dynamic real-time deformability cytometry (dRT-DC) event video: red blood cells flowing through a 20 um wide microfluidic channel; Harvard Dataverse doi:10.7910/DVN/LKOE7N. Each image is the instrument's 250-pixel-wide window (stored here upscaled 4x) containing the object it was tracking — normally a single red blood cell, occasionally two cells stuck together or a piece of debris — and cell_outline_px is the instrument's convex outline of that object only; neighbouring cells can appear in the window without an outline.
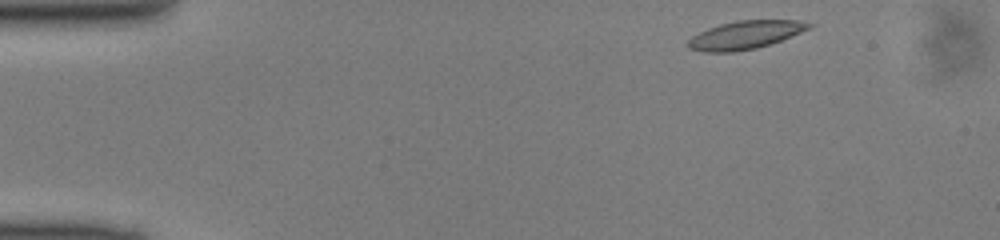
{"species": "common noctule bat (a hibernating species)", "species_latin": "Nyctalus noctula", "temperature_condition": "cold", "stored_images_in_passage": 44, "camera_frame_rate_fps": 3000, "um_per_image_px": 0.085, "animal": {"sex": "male", "body_mass_g": 13.0, "forearm_length_mm": 53.1}, "frame": {"image": 1, "passage_image": 1, "time_ms": 0.0, "image_size_px": [1000, 240], "cell_outline_px": [[816, 24], [812, 28], [772, 44], [756, 48], [736, 52], [704, 52], [688, 48], [684, 44], [692, 36], [708, 28], [720, 24], [736, 20], [796, 20]], "centroid_in_image_um": [63.36, 2.97], "position_along_channel_um": 21.6, "area_um2": 20.17}}
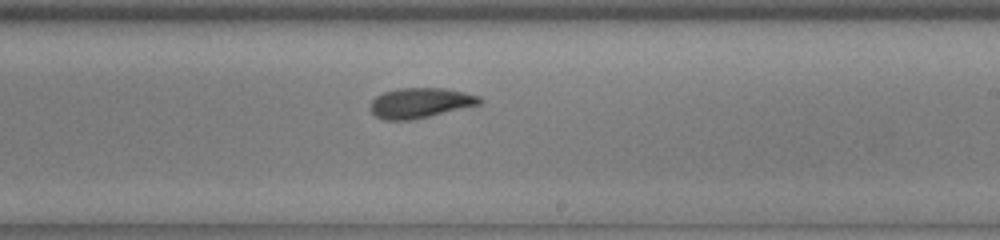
{"frame": {"image": 2, "passage_image": 24, "time_ms": 7.667, "image_size_px": [1000, 240], "cell_outline_px": [[484, 100], [480, 104], [412, 120], [384, 120], [376, 116], [368, 108], [372, 100], [376, 96], [384, 92], [400, 88], [444, 88], [464, 92], [480, 96]], "centroid_in_image_um": [35.71, 8.74], "position_along_channel_um": 253.3, "area_um2": 19.19}}
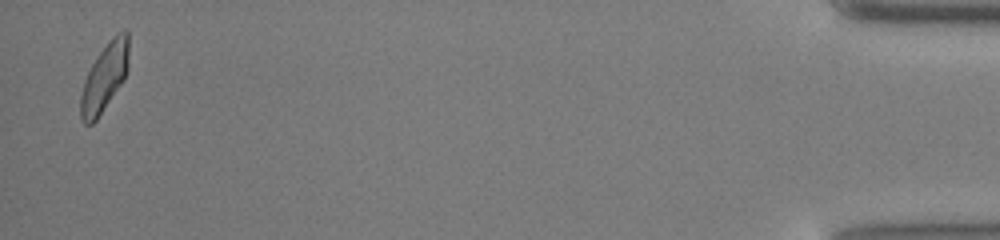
{"frame": {"image": 3, "passage_image": 43, "time_ms": 14.0, "image_size_px": [1000, 240], "cell_outline_px": [[128, 68], [124, 80], [96, 120], [92, 124], [84, 124], [80, 120], [80, 96], [84, 80], [92, 64], [100, 52], [112, 36], [116, 32], [124, 28], [128, 28]], "centroid_in_image_um": [8.89, 6.55], "position_along_channel_um": 426.3, "area_um2": 19.19}}